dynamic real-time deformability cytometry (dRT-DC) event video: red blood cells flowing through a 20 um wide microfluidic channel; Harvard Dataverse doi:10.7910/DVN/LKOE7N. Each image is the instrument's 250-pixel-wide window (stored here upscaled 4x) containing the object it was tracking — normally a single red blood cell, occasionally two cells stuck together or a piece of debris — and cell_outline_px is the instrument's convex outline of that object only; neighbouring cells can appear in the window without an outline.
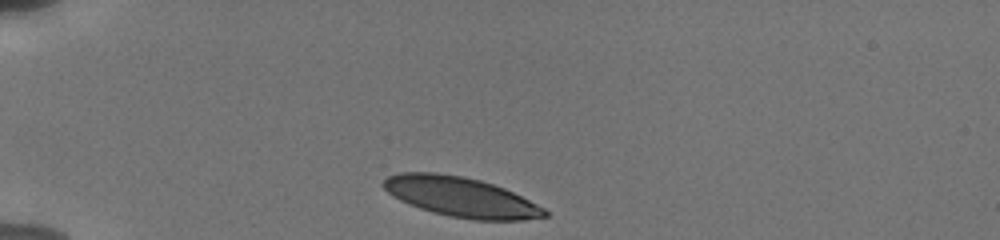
{"species": "human", "species_latin": "Homo sapiens", "temperature_condition": "cold", "stored_images_in_passage": 8, "camera_frame_rate_fps": 3000, "um_per_image_px": 0.085, "donor": {"sex": "male"}, "frame": {"image": 1, "passage_image": 1, "time_ms": 0.0, "image_size_px": [1000, 240], "cell_outline_px": [[548, 216], [524, 220], [472, 220], [432, 212], [420, 208], [400, 200], [392, 196], [380, 184], [388, 176], [400, 172], [436, 172], [460, 176], [480, 180], [504, 188], [544, 208], [548, 212]], "centroid_in_image_um": [39.15, 16.74], "position_along_channel_um": 45.9, "area_um2": 37.17}}